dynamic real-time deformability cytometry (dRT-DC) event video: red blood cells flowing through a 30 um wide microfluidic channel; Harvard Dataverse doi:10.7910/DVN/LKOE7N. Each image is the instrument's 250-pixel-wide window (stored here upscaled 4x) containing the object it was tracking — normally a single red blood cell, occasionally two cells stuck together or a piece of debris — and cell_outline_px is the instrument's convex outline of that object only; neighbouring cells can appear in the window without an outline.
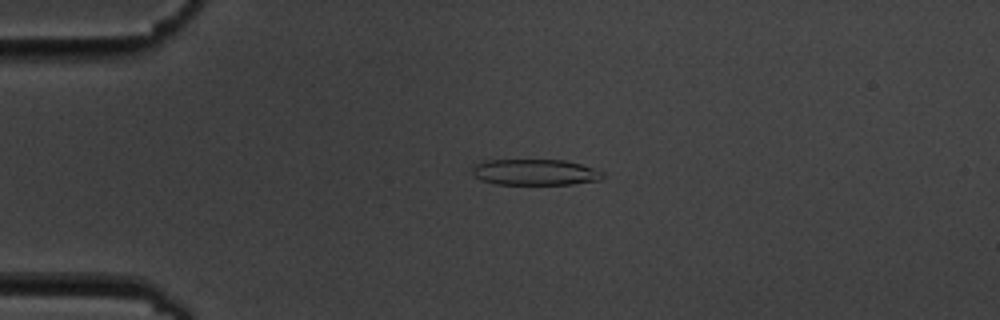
{"species": "common noctule bat (a hibernating species)", "species_latin": "Nyctalus noctula", "temperature_condition": "cold", "stored_images_in_passage": 5, "camera_frame_rate_fps": 3000, "um_per_image_px": 0.085, "animal": {"sex": "male", "body_mass_g": 19.5, "forearm_length_mm": 54.6}, "frame": {"image": 1, "passage_image": 4, "time_ms": 3.667, "image_size_px": [1000, 320], "cell_outline_px": [[604, 176], [600, 180], [572, 184], [496, 184], [480, 180], [472, 176], [472, 168], [476, 164], [484, 160], [564, 160], [580, 164], [604, 172]], "centroid_in_image_um": [45.44, 14.64], "position_along_channel_um": 39.6, "area_um2": 19.83}}